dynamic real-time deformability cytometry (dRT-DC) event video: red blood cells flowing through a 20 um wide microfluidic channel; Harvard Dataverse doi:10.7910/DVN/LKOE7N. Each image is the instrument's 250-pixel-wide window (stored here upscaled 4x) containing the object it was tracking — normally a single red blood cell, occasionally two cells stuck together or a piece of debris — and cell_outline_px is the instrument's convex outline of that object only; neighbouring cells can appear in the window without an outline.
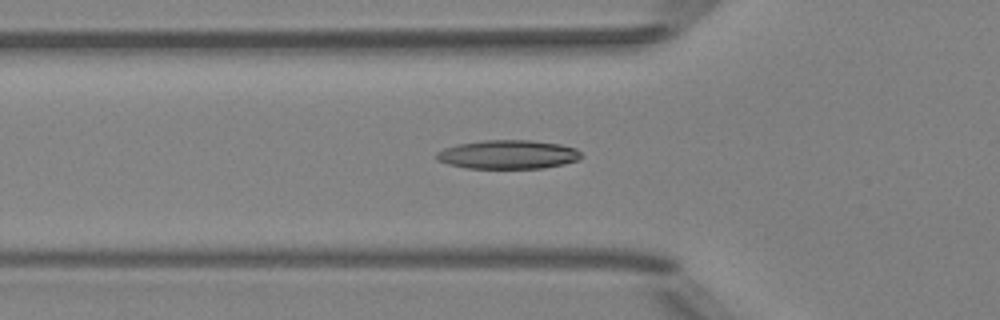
{"species": "Egyptian fruit bat (a non-hibernating species)", "species_latin": "Rousettus aegyptiacus", "temperature_condition": "room temperature", "stored_images_in_passage": 32, "camera_frame_rate_fps": 3000, "um_per_image_px": 0.085, "animal": {"sex": "female"}, "frame": {"image": 1, "passage_image": 2, "time_ms": 0.333, "image_size_px": [1000, 320], "cell_outline_px": [[580, 156], [576, 160], [564, 164], [544, 168], [468, 168], [448, 164], [436, 160], [436, 152], [444, 148], [460, 144], [484, 140], [532, 140], [560, 144], [576, 148], [580, 152]], "centroid_in_image_um": [43.17, 13.13], "position_along_channel_um": 82.6, "area_um2": 24.22}}
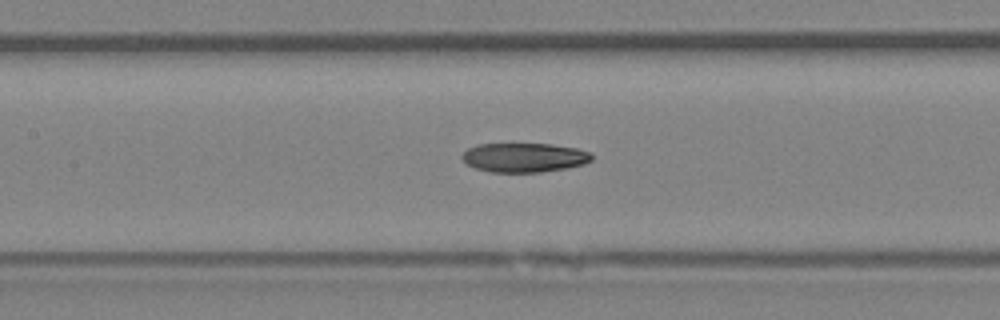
{"frame": {"image": 2, "passage_image": 8, "time_ms": 2.333, "image_size_px": [1000, 320], "cell_outline_px": [[592, 160], [584, 164], [568, 168], [540, 172], [488, 172], [476, 168], [468, 164], [460, 156], [468, 148], [480, 144], [552, 144], [576, 148], [592, 152]], "centroid_in_image_um": [44.59, 13.39], "position_along_channel_um": 162.8, "area_um2": 22.14}}
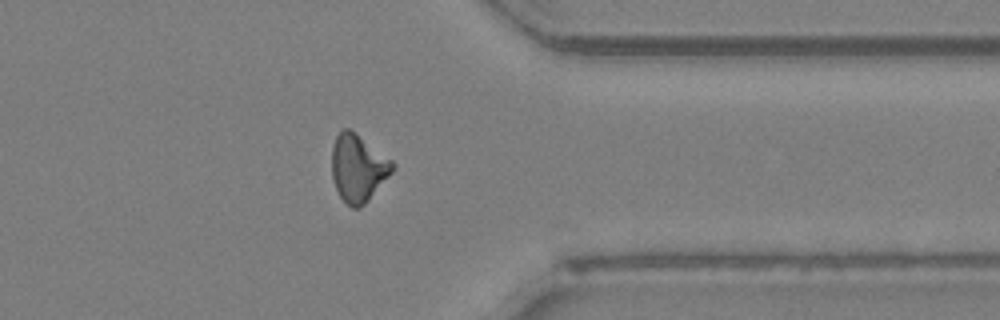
{"frame": {"image": 3, "passage_image": 25, "time_ms": 8.0, "image_size_px": [1000, 320], "cell_outline_px": [[396, 168], [368, 200], [360, 208], [352, 208], [340, 196], [336, 188], [332, 176], [332, 144], [336, 136], [344, 128], [348, 128], [392, 160], [396, 164]], "centroid_in_image_um": [30.44, 14.29], "position_along_channel_um": 381.0, "area_um2": 23.52}, "authors_computed_cell_mechanics": {"area_um2": 22.9466, "velocity_mm_per_s": 4.0035, "shape_relaxation_time_tau1_ms": null, "shape_relaxation_time_tau2_ms": 8.5126, "deformation_change_tau1": null, "deformation_change_tau2": 0.1938}}